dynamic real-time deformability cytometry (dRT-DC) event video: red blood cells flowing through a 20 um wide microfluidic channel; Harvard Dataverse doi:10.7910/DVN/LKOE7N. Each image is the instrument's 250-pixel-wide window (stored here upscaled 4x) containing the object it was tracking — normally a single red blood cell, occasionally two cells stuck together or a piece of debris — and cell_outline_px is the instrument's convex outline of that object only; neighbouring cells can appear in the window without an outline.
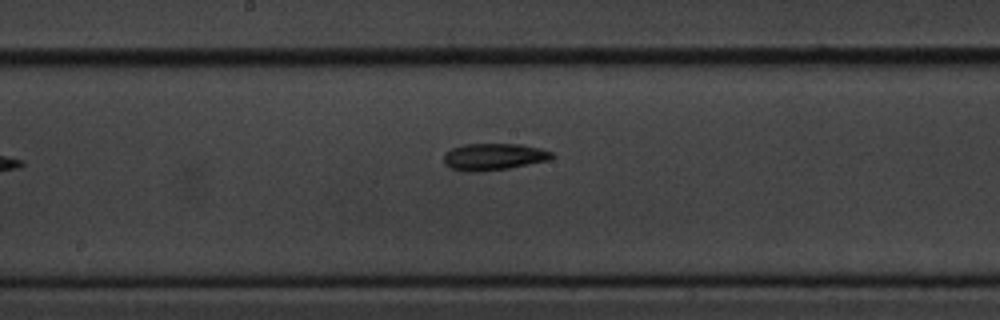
{"species": "common noctule bat (a hibernating species)", "species_latin": "Nyctalus noctula", "temperature_condition": "cold", "stored_images_in_passage": 10, "camera_frame_rate_fps": 3000, "um_per_image_px": 0.085, "animal": {"sex": "male", "body_mass_g": 20.1, "forearm_length_mm": 53.5}, "frame": {"image": 1, "passage_image": 9, "time_ms": 10.333, "image_size_px": [1000, 320], "cell_outline_px": [[556, 156], [548, 160], [508, 168], [476, 172], [464, 172], [452, 168], [444, 164], [444, 152], [452, 148], [464, 144], [520, 144], [540, 148], [552, 152]], "centroid_in_image_um": [41.94, 13.32], "position_along_channel_um": 206.3, "area_um2": 16.94}}
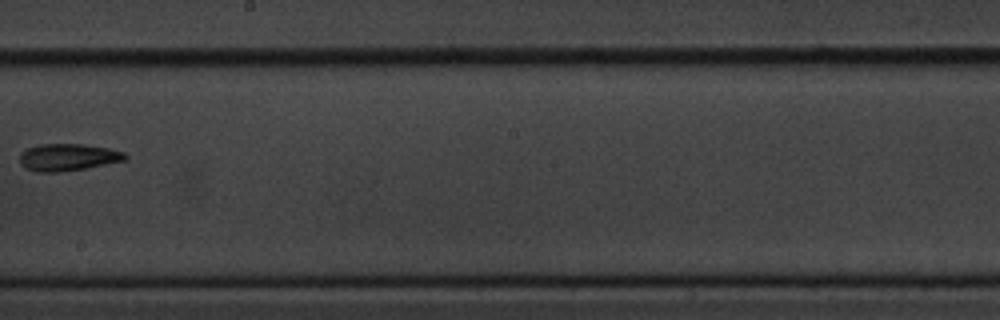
{"frame": {"image": 2, "passage_image": 10, "time_ms": 11.333, "image_size_px": [1000, 320], "cell_outline_px": [[128, 156], [124, 160], [88, 168], [56, 172], [36, 172], [24, 168], [20, 164], [20, 152], [28, 148], [40, 144], [84, 144], [108, 148], [124, 152]], "centroid_in_image_um": [5.74, 13.37], "position_along_channel_um": 242.5, "area_um2": 16.7}}